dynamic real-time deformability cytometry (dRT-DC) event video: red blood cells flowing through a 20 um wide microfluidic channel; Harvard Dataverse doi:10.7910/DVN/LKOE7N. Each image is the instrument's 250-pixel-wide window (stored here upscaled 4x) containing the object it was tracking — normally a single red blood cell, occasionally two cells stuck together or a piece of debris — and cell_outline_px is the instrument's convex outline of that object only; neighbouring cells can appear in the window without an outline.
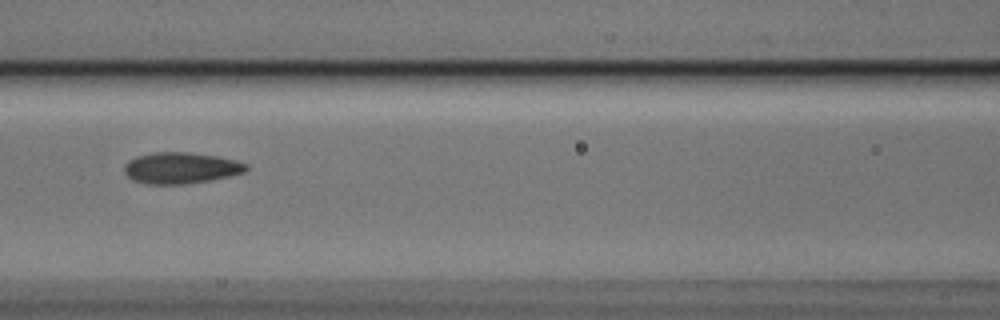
{"species": "Egyptian fruit bat (a non-hibernating species)", "species_latin": "Rousettus aegyptiacus", "temperature_condition": "cold", "stored_images_in_passage": 5, "camera_frame_rate_fps": 3000, "um_per_image_px": 0.085, "animal": {"sex": "male"}, "frame": {"image": 1, "passage_image": 3, "time_ms": 0.667, "image_size_px": [1000, 320], "cell_outline_px": [[248, 168], [244, 172], [212, 180], [184, 184], [148, 184], [132, 180], [124, 172], [124, 164], [128, 160], [136, 156], [152, 152], [188, 152], [216, 156], [236, 160], [248, 164]], "centroid_in_image_um": [15.35, 14.27], "position_along_channel_um": 151.3, "area_um2": 22.31}}
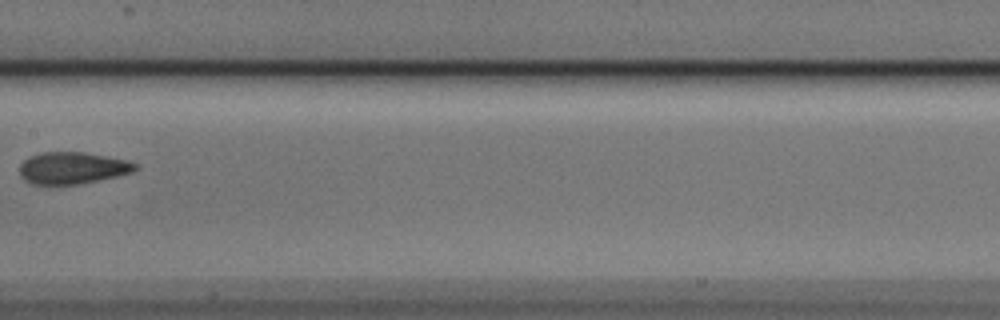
{"frame": {"image": 2, "passage_image": 4, "time_ms": 1.0, "image_size_px": [1000, 320], "cell_outline_px": [[140, 168], [132, 172], [116, 176], [80, 184], [32, 184], [24, 180], [20, 176], [20, 164], [28, 156], [40, 152], [84, 152], [128, 160], [136, 164]], "centroid_in_image_um": [6.14, 14.27], "position_along_channel_um": 201.3, "area_um2": 21.56}}
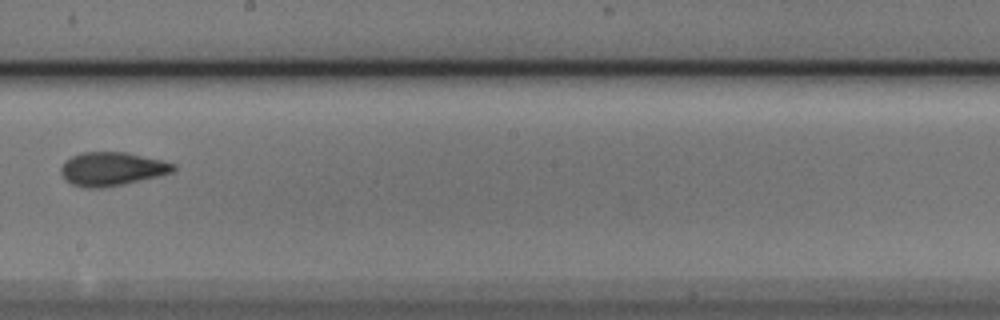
{"frame": {"image": 3, "passage_image": 5, "time_ms": 1.333, "image_size_px": [1000, 320], "cell_outline_px": [[176, 168], [172, 172], [160, 176], [124, 184], [104, 188], [84, 188], [72, 184], [64, 180], [60, 172], [60, 168], [72, 156], [80, 152], [124, 152], [160, 160], [176, 164]], "centroid_in_image_um": [9.5, 14.37], "position_along_channel_um": 238.7, "area_um2": 22.02}}